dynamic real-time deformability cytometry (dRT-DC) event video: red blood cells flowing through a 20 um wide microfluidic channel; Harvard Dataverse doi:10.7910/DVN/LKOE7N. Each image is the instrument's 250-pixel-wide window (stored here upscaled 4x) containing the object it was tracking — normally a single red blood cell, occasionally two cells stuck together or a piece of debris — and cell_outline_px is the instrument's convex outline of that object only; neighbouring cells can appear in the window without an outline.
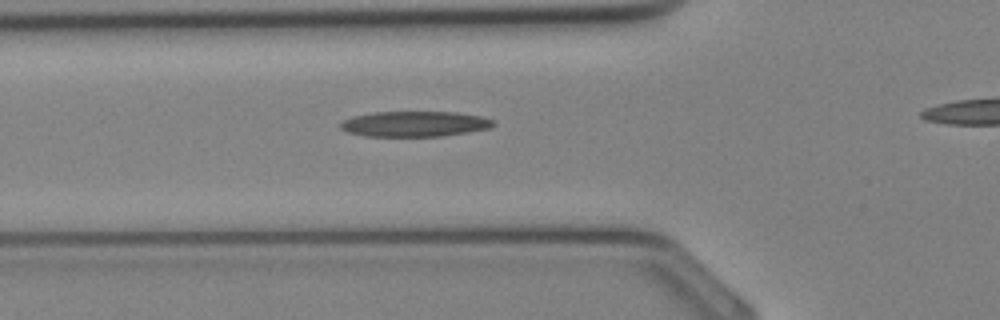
{"species": "Egyptian fruit bat (a non-hibernating species)", "species_latin": "Rousettus aegyptiacus", "temperature_condition": "cold", "stored_images_in_passage": 23, "camera_frame_rate_fps": 3000, "um_per_image_px": 0.085, "animal": {"sex": "female"}, "frame": {"image": 1, "passage_image": 4, "time_ms": 1.0, "image_size_px": [1000, 320], "cell_outline_px": [[496, 124], [488, 128], [468, 132], [440, 136], [364, 136], [348, 132], [340, 128], [340, 120], [352, 116], [372, 112], [456, 112], [480, 116], [496, 120]], "centroid_in_image_um": [35.21, 10.53], "position_along_channel_um": 90.6, "area_um2": 22.77}}
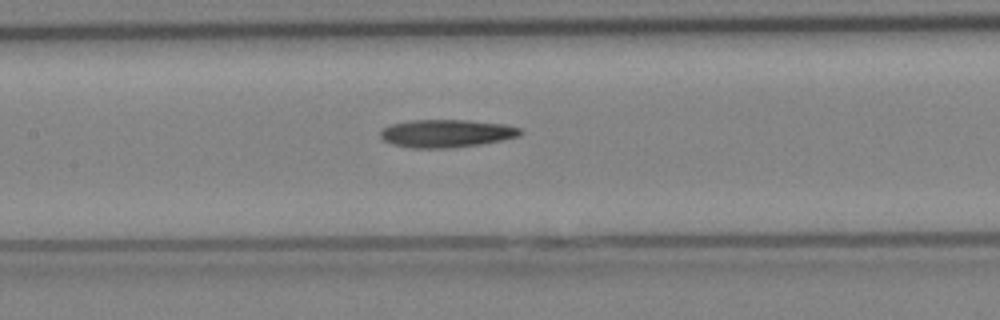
{"frame": {"image": 2, "passage_image": 8, "time_ms": 2.333, "image_size_px": [1000, 320], "cell_outline_px": [[524, 132], [520, 136], [480, 144], [452, 148], [408, 148], [392, 144], [384, 140], [380, 136], [380, 132], [384, 128], [392, 124], [412, 120], [468, 120], [504, 124], [520, 128]], "centroid_in_image_um": [37.95, 11.34], "position_along_channel_um": 169.4, "area_um2": 22.72}}
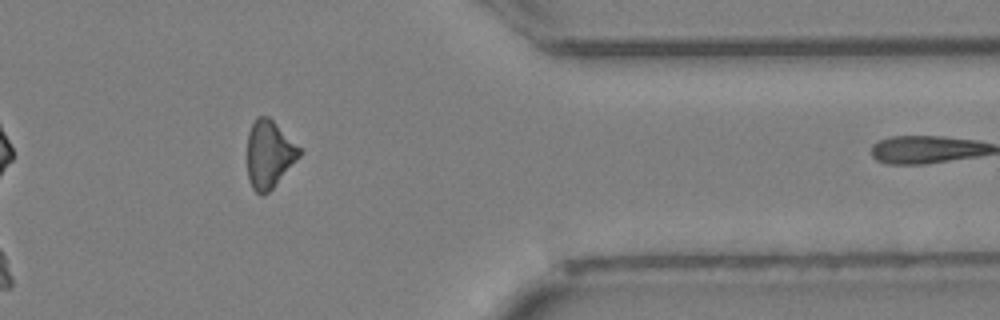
{"frame": {"image": 3, "passage_image": 20, "time_ms": 6.333, "image_size_px": [1000, 320], "cell_outline_px": [[304, 152], [272, 188], [264, 196], [260, 196], [252, 188], [248, 176], [248, 132], [256, 116], [268, 116]], "centroid_in_image_um": [22.87, 13.12], "position_along_channel_um": 388.5, "area_um2": 20.35}}